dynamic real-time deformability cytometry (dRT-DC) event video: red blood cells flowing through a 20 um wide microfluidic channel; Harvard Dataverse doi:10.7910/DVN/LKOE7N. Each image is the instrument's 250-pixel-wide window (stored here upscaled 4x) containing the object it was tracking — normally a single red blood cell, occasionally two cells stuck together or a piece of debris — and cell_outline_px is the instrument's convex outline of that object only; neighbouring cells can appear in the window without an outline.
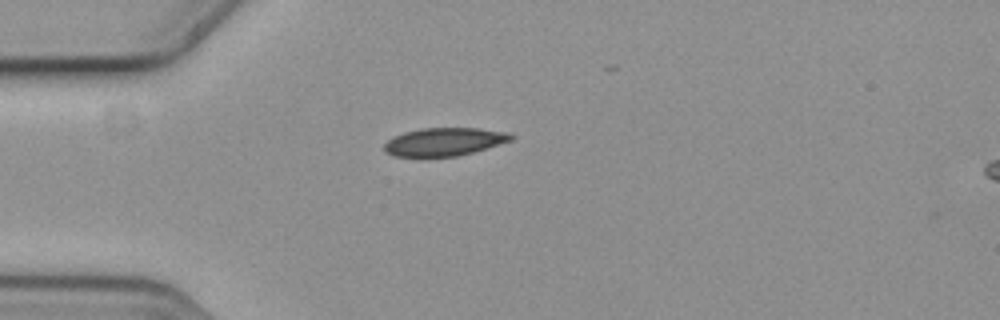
{"species": "common noctule bat (a hibernating species)", "species_latin": "Nyctalus noctula", "temperature_condition": "cold", "stored_images_in_passage": 2, "camera_frame_rate_fps": 3000, "um_per_image_px": 0.085, "animal": {"sex": "female", "body_mass_g": 19.3, "forearm_length_mm": 54.1}, "frame": {"image": 1, "passage_image": 1, "time_ms": 0.0, "image_size_px": [1000, 320], "cell_outline_px": [[516, 136], [512, 140], [472, 152], [456, 156], [392, 156], [384, 152], [384, 144], [392, 136], [404, 132], [420, 128], [480, 128], [512, 132]], "centroid_in_image_um": [37.77, 12.03], "position_along_channel_um": 47.2, "area_um2": 20.87}}
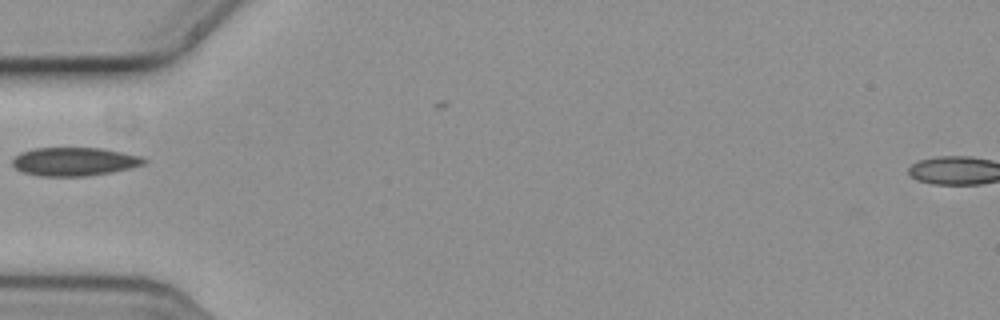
{"frame": {"image": 2, "passage_image": 2, "time_ms": 0.333, "image_size_px": [1000, 320], "cell_outline_px": [[148, 160], [144, 164], [132, 168], [112, 172], [88, 176], [40, 176], [24, 172], [16, 168], [12, 164], [12, 160], [20, 152], [32, 148], [104, 148], [140, 156]], "centroid_in_image_um": [6.34, 13.73], "position_along_channel_um": 78.7, "area_um2": 21.91}}